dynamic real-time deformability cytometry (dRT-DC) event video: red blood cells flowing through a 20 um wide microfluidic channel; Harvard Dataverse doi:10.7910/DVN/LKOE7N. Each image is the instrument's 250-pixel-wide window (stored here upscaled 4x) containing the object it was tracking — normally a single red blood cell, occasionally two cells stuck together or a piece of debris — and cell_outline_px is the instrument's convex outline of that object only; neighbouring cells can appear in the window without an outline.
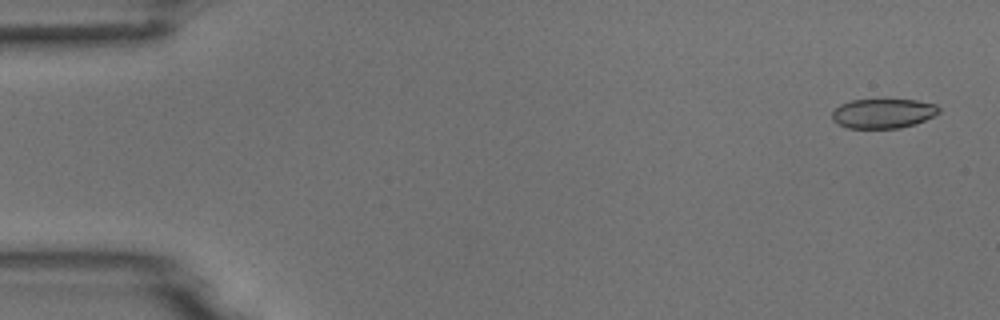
{"species": "common noctule bat (a hibernating species)", "species_latin": "Nyctalus noctula", "temperature_condition": "room temperature", "stored_images_in_passage": 6, "camera_frame_rate_fps": 3000, "um_per_image_px": 0.085, "animal": {"sex": "male", "body_mass_g": 18.8}, "frame": {"image": 1, "passage_image": 1, "time_ms": 0.0, "image_size_px": [1000, 320], "cell_outline_px": [[940, 112], [916, 124], [900, 128], [848, 128], [832, 120], [832, 112], [840, 104], [852, 100], [916, 100], [936, 104], [940, 108]], "centroid_in_image_um": [75.07, 9.64], "position_along_channel_um": 9.9, "area_um2": 18.32}}
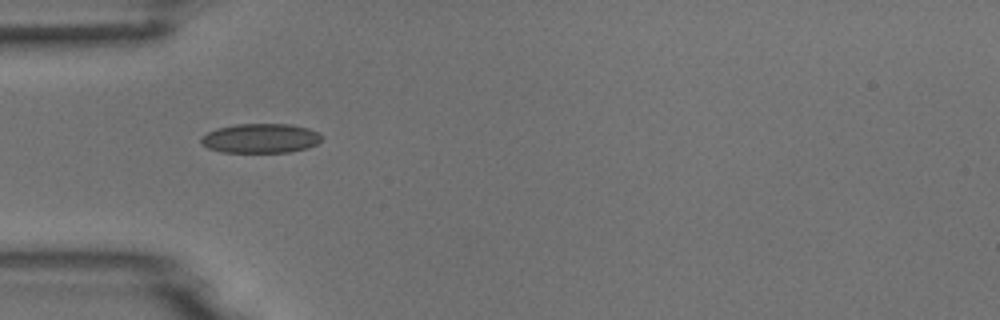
{"frame": {"image": 2, "passage_image": 4, "time_ms": 4.667, "image_size_px": [1000, 320], "cell_outline_px": [[320, 140], [316, 144], [308, 148], [288, 152], [220, 152], [208, 148], [200, 140], [200, 136], [216, 128], [236, 124], [292, 124], [308, 128], [320, 132]], "centroid_in_image_um": [22.14, 11.75], "position_along_channel_um": 62.9, "area_um2": 20.75}}